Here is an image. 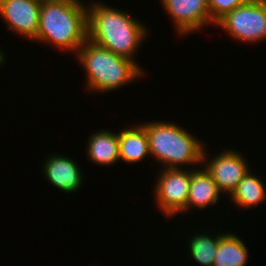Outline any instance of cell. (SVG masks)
<instances>
[{"mask_svg":"<svg viewBox=\"0 0 266 266\" xmlns=\"http://www.w3.org/2000/svg\"><path fill=\"white\" fill-rule=\"evenodd\" d=\"M189 240L188 245L192 258L201 266H213L218 249L219 234L211 237L204 233H196Z\"/></svg>","mask_w":266,"mask_h":266,"instance_id":"16","label":"cell"},{"mask_svg":"<svg viewBox=\"0 0 266 266\" xmlns=\"http://www.w3.org/2000/svg\"><path fill=\"white\" fill-rule=\"evenodd\" d=\"M250 1L251 0H208V8L212 22L216 24L221 18L233 11L236 7Z\"/></svg>","mask_w":266,"mask_h":266,"instance_id":"17","label":"cell"},{"mask_svg":"<svg viewBox=\"0 0 266 266\" xmlns=\"http://www.w3.org/2000/svg\"><path fill=\"white\" fill-rule=\"evenodd\" d=\"M161 4L173 21L181 36L199 31L208 23L213 24L208 0H161Z\"/></svg>","mask_w":266,"mask_h":266,"instance_id":"8","label":"cell"},{"mask_svg":"<svg viewBox=\"0 0 266 266\" xmlns=\"http://www.w3.org/2000/svg\"><path fill=\"white\" fill-rule=\"evenodd\" d=\"M40 8L38 0H0V14L8 28L27 39L37 35Z\"/></svg>","mask_w":266,"mask_h":266,"instance_id":"9","label":"cell"},{"mask_svg":"<svg viewBox=\"0 0 266 266\" xmlns=\"http://www.w3.org/2000/svg\"><path fill=\"white\" fill-rule=\"evenodd\" d=\"M33 40L76 54L88 40L87 5L80 0L41 2L38 32Z\"/></svg>","mask_w":266,"mask_h":266,"instance_id":"2","label":"cell"},{"mask_svg":"<svg viewBox=\"0 0 266 266\" xmlns=\"http://www.w3.org/2000/svg\"><path fill=\"white\" fill-rule=\"evenodd\" d=\"M87 29L90 42L130 60L148 30L126 11L99 2L87 5Z\"/></svg>","mask_w":266,"mask_h":266,"instance_id":"1","label":"cell"},{"mask_svg":"<svg viewBox=\"0 0 266 266\" xmlns=\"http://www.w3.org/2000/svg\"><path fill=\"white\" fill-rule=\"evenodd\" d=\"M216 25L227 31L234 40L258 42L266 39V0H251L236 7Z\"/></svg>","mask_w":266,"mask_h":266,"instance_id":"5","label":"cell"},{"mask_svg":"<svg viewBox=\"0 0 266 266\" xmlns=\"http://www.w3.org/2000/svg\"><path fill=\"white\" fill-rule=\"evenodd\" d=\"M118 139L120 160L134 164L150 156L148 136L142 124L121 130Z\"/></svg>","mask_w":266,"mask_h":266,"instance_id":"12","label":"cell"},{"mask_svg":"<svg viewBox=\"0 0 266 266\" xmlns=\"http://www.w3.org/2000/svg\"><path fill=\"white\" fill-rule=\"evenodd\" d=\"M88 140L86 150L89 161L100 166L120 162L118 133L103 129L90 135Z\"/></svg>","mask_w":266,"mask_h":266,"instance_id":"13","label":"cell"},{"mask_svg":"<svg viewBox=\"0 0 266 266\" xmlns=\"http://www.w3.org/2000/svg\"><path fill=\"white\" fill-rule=\"evenodd\" d=\"M155 184V200L164 216L171 217L186 211L191 170L184 168H163Z\"/></svg>","mask_w":266,"mask_h":266,"instance_id":"6","label":"cell"},{"mask_svg":"<svg viewBox=\"0 0 266 266\" xmlns=\"http://www.w3.org/2000/svg\"><path fill=\"white\" fill-rule=\"evenodd\" d=\"M248 248L237 235L220 234L213 266H245Z\"/></svg>","mask_w":266,"mask_h":266,"instance_id":"14","label":"cell"},{"mask_svg":"<svg viewBox=\"0 0 266 266\" xmlns=\"http://www.w3.org/2000/svg\"><path fill=\"white\" fill-rule=\"evenodd\" d=\"M206 150L204 149L202 155V168L204 167L208 173L212 176V179L216 183L222 194L226 193L229 196L237 188L238 183L244 178V176L250 170L247 165L246 159L239 154L238 151L224 150L215 155V158L206 160ZM205 152V153H204ZM205 165V166H204Z\"/></svg>","mask_w":266,"mask_h":266,"instance_id":"7","label":"cell"},{"mask_svg":"<svg viewBox=\"0 0 266 266\" xmlns=\"http://www.w3.org/2000/svg\"><path fill=\"white\" fill-rule=\"evenodd\" d=\"M146 129L151 156L166 169L179 165L202 164L204 146L186 129L169 122L142 123Z\"/></svg>","mask_w":266,"mask_h":266,"instance_id":"4","label":"cell"},{"mask_svg":"<svg viewBox=\"0 0 266 266\" xmlns=\"http://www.w3.org/2000/svg\"><path fill=\"white\" fill-rule=\"evenodd\" d=\"M221 193L212 176L205 168L201 170L192 169L186 212L189 207L193 208L194 206L202 209L216 204Z\"/></svg>","mask_w":266,"mask_h":266,"instance_id":"11","label":"cell"},{"mask_svg":"<svg viewBox=\"0 0 266 266\" xmlns=\"http://www.w3.org/2000/svg\"><path fill=\"white\" fill-rule=\"evenodd\" d=\"M4 51H2L1 49H0V65H2L3 63H5L4 61V59H5V54L3 53Z\"/></svg>","mask_w":266,"mask_h":266,"instance_id":"18","label":"cell"},{"mask_svg":"<svg viewBox=\"0 0 266 266\" xmlns=\"http://www.w3.org/2000/svg\"><path fill=\"white\" fill-rule=\"evenodd\" d=\"M76 56L87 72L86 86L94 92H111L144 75L134 60L114 54L89 40L80 47Z\"/></svg>","mask_w":266,"mask_h":266,"instance_id":"3","label":"cell"},{"mask_svg":"<svg viewBox=\"0 0 266 266\" xmlns=\"http://www.w3.org/2000/svg\"><path fill=\"white\" fill-rule=\"evenodd\" d=\"M248 173L238 183L237 188L231 194V201L240 208L254 207L266 198V188L261 177Z\"/></svg>","mask_w":266,"mask_h":266,"instance_id":"15","label":"cell"},{"mask_svg":"<svg viewBox=\"0 0 266 266\" xmlns=\"http://www.w3.org/2000/svg\"><path fill=\"white\" fill-rule=\"evenodd\" d=\"M47 158L42 169L48 182L66 193H73L81 188L83 176L77 162L59 154H51Z\"/></svg>","mask_w":266,"mask_h":266,"instance_id":"10","label":"cell"}]
</instances>
